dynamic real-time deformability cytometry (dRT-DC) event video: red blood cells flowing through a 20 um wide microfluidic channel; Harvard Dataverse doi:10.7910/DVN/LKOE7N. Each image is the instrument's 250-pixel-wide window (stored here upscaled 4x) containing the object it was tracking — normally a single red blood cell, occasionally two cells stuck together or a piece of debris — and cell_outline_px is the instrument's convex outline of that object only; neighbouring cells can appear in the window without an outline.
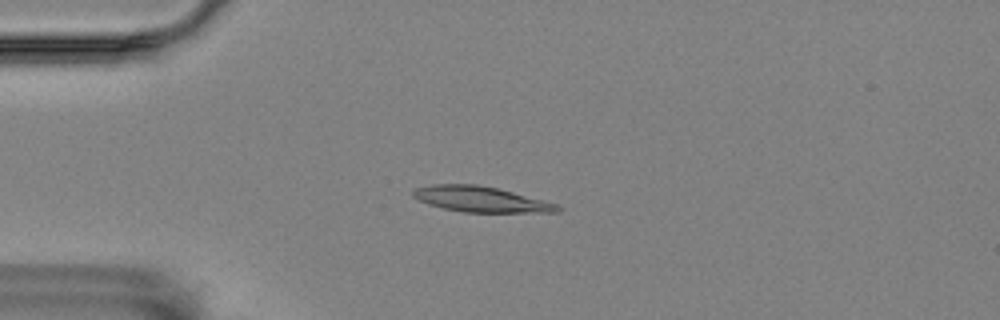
{"species": "Egyptian fruit bat (a non-hibernating species)", "species_latin": "Rousettus aegyptiacus", "temperature_condition": "room temperature", "stored_images_in_passage": 55, "camera_frame_rate_fps": 3000, "um_per_image_px": 0.085, "animal": {"sex": "female"}, "frame": {"image": 1, "passage_image": 13, "time_ms": 4.0, "image_size_px": [1000, 320], "cell_outline_px": [[560, 212], [464, 212], [444, 208], [428, 204], [412, 196], [412, 192], [416, 188], [432, 184], [476, 184], [496, 188], [512, 192], [556, 204], [560, 208]], "centroid_in_image_um": [40.82, 16.93], "position_along_channel_um": 44.2, "area_um2": 21.1}}
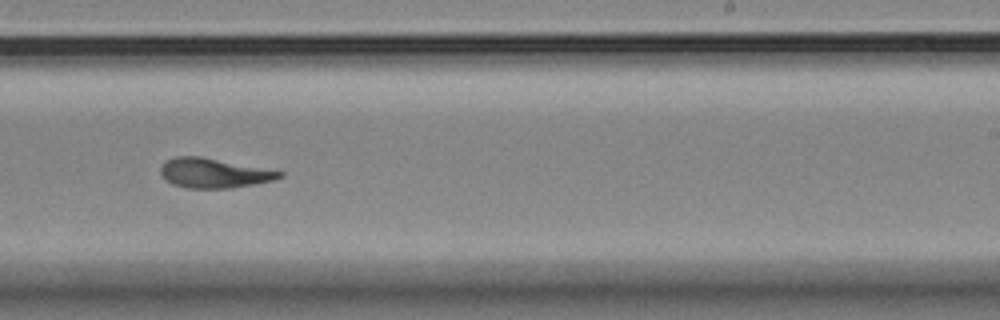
{"frame": {"image": 2, "passage_image": 34, "time_ms": 11.0, "image_size_px": [1000, 320], "cell_outline_px": [[284, 176], [272, 180], [232, 188], [188, 188], [172, 184], [160, 172], [160, 168], [168, 160], [176, 156], [200, 156], [284, 172]], "centroid_in_image_um": [18.18, 14.71], "position_along_channel_um": 270.8, "area_um2": 20.11}}
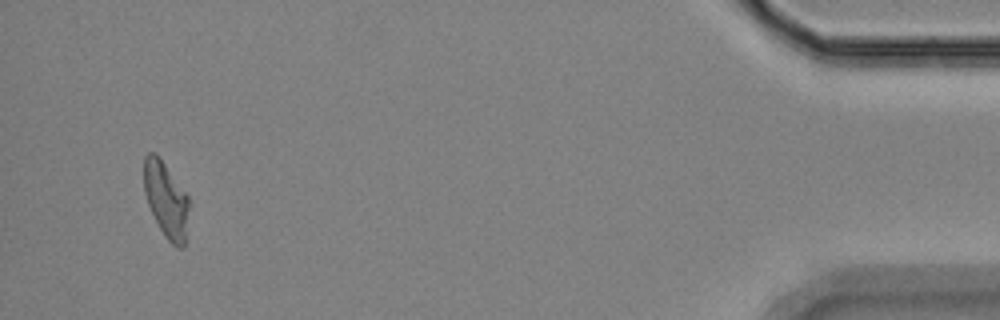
{"frame": {"image": 3, "passage_image": 53, "time_ms": 17.333, "image_size_px": [1000, 320], "cell_outline_px": [[188, 208], [184, 248], [176, 248], [164, 236], [148, 204], [144, 192], [144, 156], [148, 152], [156, 152], [188, 196]], "centroid_in_image_um": [14.1, 16.96], "position_along_channel_um": 421.1, "area_um2": 19.59}, "authors_computed_cell_mechanics": {"area_um2": 20.6346, "velocity_mm_per_s": 3.5251, "shape_relaxation_time_tau1_ms": null, "shape_relaxation_time_tau2_ms": 2.075, "deformation_change_tau1": null, "deformation_change_tau2": 0.0771}}